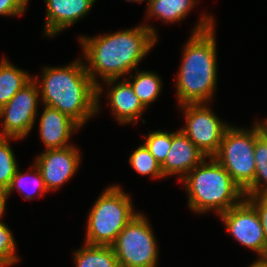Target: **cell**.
Here are the masks:
<instances>
[{
    "label": "cell",
    "instance_id": "obj_18",
    "mask_svg": "<svg viewBox=\"0 0 267 267\" xmlns=\"http://www.w3.org/2000/svg\"><path fill=\"white\" fill-rule=\"evenodd\" d=\"M32 166L30 167L31 171H27L25 173L21 172L18 167L15 175L11 179L9 186L5 190V194L8 198L14 189H16L19 194H21L23 198L27 200L40 197L48 192L40 170L37 168L35 163L32 164Z\"/></svg>",
    "mask_w": 267,
    "mask_h": 267
},
{
    "label": "cell",
    "instance_id": "obj_17",
    "mask_svg": "<svg viewBox=\"0 0 267 267\" xmlns=\"http://www.w3.org/2000/svg\"><path fill=\"white\" fill-rule=\"evenodd\" d=\"M32 79L31 74L14 66L4 57L0 61V108Z\"/></svg>",
    "mask_w": 267,
    "mask_h": 267
},
{
    "label": "cell",
    "instance_id": "obj_23",
    "mask_svg": "<svg viewBox=\"0 0 267 267\" xmlns=\"http://www.w3.org/2000/svg\"><path fill=\"white\" fill-rule=\"evenodd\" d=\"M10 140H19L17 138H6L0 143V190L5 191L9 186L11 179L18 169L15 154L10 146Z\"/></svg>",
    "mask_w": 267,
    "mask_h": 267
},
{
    "label": "cell",
    "instance_id": "obj_28",
    "mask_svg": "<svg viewBox=\"0 0 267 267\" xmlns=\"http://www.w3.org/2000/svg\"><path fill=\"white\" fill-rule=\"evenodd\" d=\"M255 122L257 124V127L259 129L260 135L266 140L267 142V119H263V121H258Z\"/></svg>",
    "mask_w": 267,
    "mask_h": 267
},
{
    "label": "cell",
    "instance_id": "obj_13",
    "mask_svg": "<svg viewBox=\"0 0 267 267\" xmlns=\"http://www.w3.org/2000/svg\"><path fill=\"white\" fill-rule=\"evenodd\" d=\"M96 0H44L46 17L44 35L53 37L83 19Z\"/></svg>",
    "mask_w": 267,
    "mask_h": 267
},
{
    "label": "cell",
    "instance_id": "obj_22",
    "mask_svg": "<svg viewBox=\"0 0 267 267\" xmlns=\"http://www.w3.org/2000/svg\"><path fill=\"white\" fill-rule=\"evenodd\" d=\"M129 163L131 168L138 174L144 176L149 175L153 179L158 180L160 178H165L161 170V165L157 162L144 143L138 146L133 153L130 154Z\"/></svg>",
    "mask_w": 267,
    "mask_h": 267
},
{
    "label": "cell",
    "instance_id": "obj_2",
    "mask_svg": "<svg viewBox=\"0 0 267 267\" xmlns=\"http://www.w3.org/2000/svg\"><path fill=\"white\" fill-rule=\"evenodd\" d=\"M214 17L206 13L183 47L176 75L178 105L208 103L217 87V41Z\"/></svg>",
    "mask_w": 267,
    "mask_h": 267
},
{
    "label": "cell",
    "instance_id": "obj_11",
    "mask_svg": "<svg viewBox=\"0 0 267 267\" xmlns=\"http://www.w3.org/2000/svg\"><path fill=\"white\" fill-rule=\"evenodd\" d=\"M34 163L41 172L48 192L55 191L76 174L81 153L74 144L61 149H45L36 156Z\"/></svg>",
    "mask_w": 267,
    "mask_h": 267
},
{
    "label": "cell",
    "instance_id": "obj_30",
    "mask_svg": "<svg viewBox=\"0 0 267 267\" xmlns=\"http://www.w3.org/2000/svg\"><path fill=\"white\" fill-rule=\"evenodd\" d=\"M248 267H267V257L266 258H257L251 265Z\"/></svg>",
    "mask_w": 267,
    "mask_h": 267
},
{
    "label": "cell",
    "instance_id": "obj_19",
    "mask_svg": "<svg viewBox=\"0 0 267 267\" xmlns=\"http://www.w3.org/2000/svg\"><path fill=\"white\" fill-rule=\"evenodd\" d=\"M75 267H120L112 246L90 245L84 243L74 250Z\"/></svg>",
    "mask_w": 267,
    "mask_h": 267
},
{
    "label": "cell",
    "instance_id": "obj_33",
    "mask_svg": "<svg viewBox=\"0 0 267 267\" xmlns=\"http://www.w3.org/2000/svg\"><path fill=\"white\" fill-rule=\"evenodd\" d=\"M127 2H137V3H142L144 0H126ZM146 1V0H145Z\"/></svg>",
    "mask_w": 267,
    "mask_h": 267
},
{
    "label": "cell",
    "instance_id": "obj_21",
    "mask_svg": "<svg viewBox=\"0 0 267 267\" xmlns=\"http://www.w3.org/2000/svg\"><path fill=\"white\" fill-rule=\"evenodd\" d=\"M254 158L255 177L244 195H267V142L262 136L255 141Z\"/></svg>",
    "mask_w": 267,
    "mask_h": 267
},
{
    "label": "cell",
    "instance_id": "obj_26",
    "mask_svg": "<svg viewBox=\"0 0 267 267\" xmlns=\"http://www.w3.org/2000/svg\"><path fill=\"white\" fill-rule=\"evenodd\" d=\"M245 199L255 208L258 214L267 245V195L245 196Z\"/></svg>",
    "mask_w": 267,
    "mask_h": 267
},
{
    "label": "cell",
    "instance_id": "obj_4",
    "mask_svg": "<svg viewBox=\"0 0 267 267\" xmlns=\"http://www.w3.org/2000/svg\"><path fill=\"white\" fill-rule=\"evenodd\" d=\"M204 159L181 181L188 194V207L192 212L219 214L239 204L243 190L233 181L226 169L213 157Z\"/></svg>",
    "mask_w": 267,
    "mask_h": 267
},
{
    "label": "cell",
    "instance_id": "obj_9",
    "mask_svg": "<svg viewBox=\"0 0 267 267\" xmlns=\"http://www.w3.org/2000/svg\"><path fill=\"white\" fill-rule=\"evenodd\" d=\"M39 87L32 79L0 108L1 131L7 138L23 139L31 132L41 103Z\"/></svg>",
    "mask_w": 267,
    "mask_h": 267
},
{
    "label": "cell",
    "instance_id": "obj_16",
    "mask_svg": "<svg viewBox=\"0 0 267 267\" xmlns=\"http://www.w3.org/2000/svg\"><path fill=\"white\" fill-rule=\"evenodd\" d=\"M146 18H158L164 23H175L186 18L198 0H148Z\"/></svg>",
    "mask_w": 267,
    "mask_h": 267
},
{
    "label": "cell",
    "instance_id": "obj_24",
    "mask_svg": "<svg viewBox=\"0 0 267 267\" xmlns=\"http://www.w3.org/2000/svg\"><path fill=\"white\" fill-rule=\"evenodd\" d=\"M144 144L149 149L151 154L162 165L167 157L172 144V132L154 130L150 131L145 137Z\"/></svg>",
    "mask_w": 267,
    "mask_h": 267
},
{
    "label": "cell",
    "instance_id": "obj_25",
    "mask_svg": "<svg viewBox=\"0 0 267 267\" xmlns=\"http://www.w3.org/2000/svg\"><path fill=\"white\" fill-rule=\"evenodd\" d=\"M16 245L10 228L0 220V260L6 261L11 266L19 262L20 257L16 254Z\"/></svg>",
    "mask_w": 267,
    "mask_h": 267
},
{
    "label": "cell",
    "instance_id": "obj_32",
    "mask_svg": "<svg viewBox=\"0 0 267 267\" xmlns=\"http://www.w3.org/2000/svg\"><path fill=\"white\" fill-rule=\"evenodd\" d=\"M7 137L3 134L2 131H0V143L4 141Z\"/></svg>",
    "mask_w": 267,
    "mask_h": 267
},
{
    "label": "cell",
    "instance_id": "obj_27",
    "mask_svg": "<svg viewBox=\"0 0 267 267\" xmlns=\"http://www.w3.org/2000/svg\"><path fill=\"white\" fill-rule=\"evenodd\" d=\"M28 4L29 0H0V16H21Z\"/></svg>",
    "mask_w": 267,
    "mask_h": 267
},
{
    "label": "cell",
    "instance_id": "obj_6",
    "mask_svg": "<svg viewBox=\"0 0 267 267\" xmlns=\"http://www.w3.org/2000/svg\"><path fill=\"white\" fill-rule=\"evenodd\" d=\"M260 136L256 123L249 130L230 125L223 135L217 153L213 156L243 192L252 184L255 177L254 146Z\"/></svg>",
    "mask_w": 267,
    "mask_h": 267
},
{
    "label": "cell",
    "instance_id": "obj_8",
    "mask_svg": "<svg viewBox=\"0 0 267 267\" xmlns=\"http://www.w3.org/2000/svg\"><path fill=\"white\" fill-rule=\"evenodd\" d=\"M209 103L183 104L179 106L184 112L185 125L180 128L183 133L207 157H213L220 146L229 123L211 110Z\"/></svg>",
    "mask_w": 267,
    "mask_h": 267
},
{
    "label": "cell",
    "instance_id": "obj_15",
    "mask_svg": "<svg viewBox=\"0 0 267 267\" xmlns=\"http://www.w3.org/2000/svg\"><path fill=\"white\" fill-rule=\"evenodd\" d=\"M39 118V135L46 150L61 149L73 145L72 134L81 127L70 117L57 109L44 105ZM77 130V131H76Z\"/></svg>",
    "mask_w": 267,
    "mask_h": 267
},
{
    "label": "cell",
    "instance_id": "obj_10",
    "mask_svg": "<svg viewBox=\"0 0 267 267\" xmlns=\"http://www.w3.org/2000/svg\"><path fill=\"white\" fill-rule=\"evenodd\" d=\"M227 231L242 246L253 250L259 258L267 257L262 224L255 208L244 198L239 204L218 215Z\"/></svg>",
    "mask_w": 267,
    "mask_h": 267
},
{
    "label": "cell",
    "instance_id": "obj_3",
    "mask_svg": "<svg viewBox=\"0 0 267 267\" xmlns=\"http://www.w3.org/2000/svg\"><path fill=\"white\" fill-rule=\"evenodd\" d=\"M82 60L77 58L62 67L44 66L41 80L40 76H33L39 87L41 104L59 110L81 128L98 114L97 85Z\"/></svg>",
    "mask_w": 267,
    "mask_h": 267
},
{
    "label": "cell",
    "instance_id": "obj_14",
    "mask_svg": "<svg viewBox=\"0 0 267 267\" xmlns=\"http://www.w3.org/2000/svg\"><path fill=\"white\" fill-rule=\"evenodd\" d=\"M121 79V81L120 78L104 81L109 89L107 96L110 110L119 124L133 123L134 125L147 108L141 103L126 78Z\"/></svg>",
    "mask_w": 267,
    "mask_h": 267
},
{
    "label": "cell",
    "instance_id": "obj_7",
    "mask_svg": "<svg viewBox=\"0 0 267 267\" xmlns=\"http://www.w3.org/2000/svg\"><path fill=\"white\" fill-rule=\"evenodd\" d=\"M158 247L151 224L141 212L126 224L112 245L120 267H157Z\"/></svg>",
    "mask_w": 267,
    "mask_h": 267
},
{
    "label": "cell",
    "instance_id": "obj_1",
    "mask_svg": "<svg viewBox=\"0 0 267 267\" xmlns=\"http://www.w3.org/2000/svg\"><path fill=\"white\" fill-rule=\"evenodd\" d=\"M157 35L152 25L143 23L111 34L79 37L78 42L86 61L85 69L97 85V113L100 112V96L104 91L99 76L102 81H106L130 75L154 47Z\"/></svg>",
    "mask_w": 267,
    "mask_h": 267
},
{
    "label": "cell",
    "instance_id": "obj_12",
    "mask_svg": "<svg viewBox=\"0 0 267 267\" xmlns=\"http://www.w3.org/2000/svg\"><path fill=\"white\" fill-rule=\"evenodd\" d=\"M207 158L182 130L172 132V144L161 170L164 177L178 176L181 181L193 168ZM180 176V177H179Z\"/></svg>",
    "mask_w": 267,
    "mask_h": 267
},
{
    "label": "cell",
    "instance_id": "obj_31",
    "mask_svg": "<svg viewBox=\"0 0 267 267\" xmlns=\"http://www.w3.org/2000/svg\"><path fill=\"white\" fill-rule=\"evenodd\" d=\"M11 265L6 261L0 260V267H10Z\"/></svg>",
    "mask_w": 267,
    "mask_h": 267
},
{
    "label": "cell",
    "instance_id": "obj_29",
    "mask_svg": "<svg viewBox=\"0 0 267 267\" xmlns=\"http://www.w3.org/2000/svg\"><path fill=\"white\" fill-rule=\"evenodd\" d=\"M8 200V197L5 194V191L0 190V220H2L3 215L5 214L6 209V201Z\"/></svg>",
    "mask_w": 267,
    "mask_h": 267
},
{
    "label": "cell",
    "instance_id": "obj_5",
    "mask_svg": "<svg viewBox=\"0 0 267 267\" xmlns=\"http://www.w3.org/2000/svg\"><path fill=\"white\" fill-rule=\"evenodd\" d=\"M138 213L130 195L121 186L107 187L88 213L84 243L112 246L126 224Z\"/></svg>",
    "mask_w": 267,
    "mask_h": 267
},
{
    "label": "cell",
    "instance_id": "obj_20",
    "mask_svg": "<svg viewBox=\"0 0 267 267\" xmlns=\"http://www.w3.org/2000/svg\"><path fill=\"white\" fill-rule=\"evenodd\" d=\"M136 74L133 71L130 74V79H126L133 88L134 93L138 96L141 103L148 108L152 102L156 101L163 89L161 77L152 71H139L136 69ZM133 79V81H131Z\"/></svg>",
    "mask_w": 267,
    "mask_h": 267
}]
</instances>
